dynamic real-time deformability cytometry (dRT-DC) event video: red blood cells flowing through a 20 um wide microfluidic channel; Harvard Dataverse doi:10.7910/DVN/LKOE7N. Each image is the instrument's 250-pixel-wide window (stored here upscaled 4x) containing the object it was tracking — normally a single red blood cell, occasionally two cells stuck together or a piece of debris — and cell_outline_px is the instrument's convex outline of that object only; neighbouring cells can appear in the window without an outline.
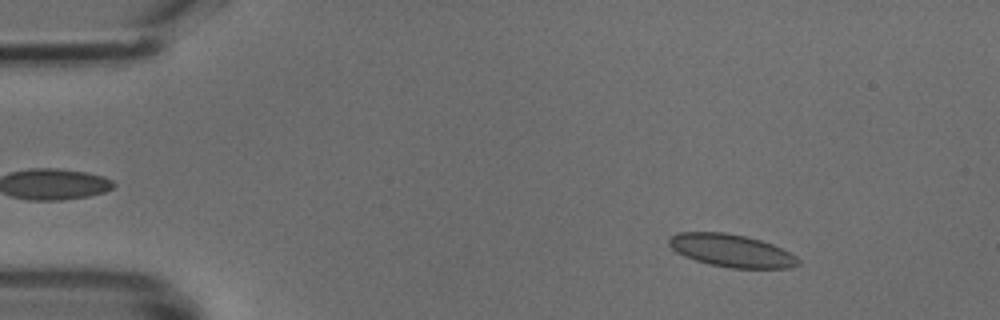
{"species": "common noctule bat (a hibernating species)", "species_latin": "Nyctalus noctula", "temperature_condition": "cold", "stored_images_in_passage": 48, "camera_frame_rate_fps": 3000, "um_per_image_px": 0.085, "animal": {"sex": "male", "body_mass_g": 18.8}, "frame": {"image": 1, "passage_image": 6, "time_ms": 1.667, "image_size_px": [1000, 320], "cell_outline_px": [[800, 264], [792, 268], [728, 268], [696, 260], [684, 256], [676, 252], [668, 244], [668, 240], [676, 232], [724, 232], [744, 236], [760, 240], [772, 244], [796, 256], [800, 260]], "centroid_in_image_um": [62.17, 21.3], "position_along_channel_um": 22.8, "area_um2": 24.51}}
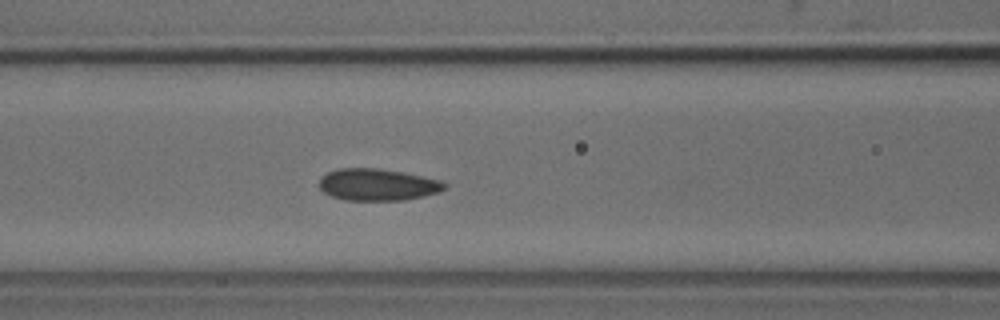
{"frame": {"image": 2, "passage_image": 20, "time_ms": 6.333, "image_size_px": [1000, 320], "cell_outline_px": [[448, 188], [440, 192], [424, 196], [404, 200], [344, 200], [332, 196], [324, 192], [320, 188], [320, 180], [328, 172], [340, 168], [376, 168], [404, 172], [424, 176], [440, 180], [448, 184]], "centroid_in_image_um": [32.16, 15.7], "position_along_channel_um": 134.4, "area_um2": 23.35}}
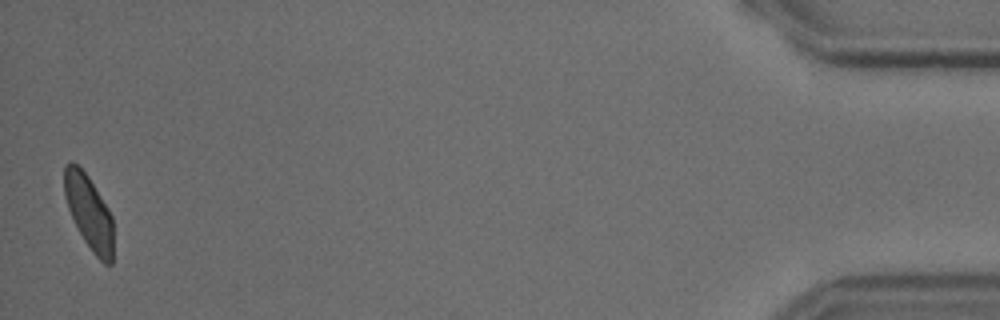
{"frame": {"image": 3, "passage_image": 48, "time_ms": 15.667, "image_size_px": [1000, 320], "cell_outline_px": [[112, 264], [104, 264], [92, 252], [84, 240], [68, 208], [64, 196], [64, 164], [76, 164], [88, 176], [108, 208], [112, 216]], "centroid_in_image_um": [7.56, 18.05], "position_along_channel_um": 427.6, "area_um2": 20.75}}